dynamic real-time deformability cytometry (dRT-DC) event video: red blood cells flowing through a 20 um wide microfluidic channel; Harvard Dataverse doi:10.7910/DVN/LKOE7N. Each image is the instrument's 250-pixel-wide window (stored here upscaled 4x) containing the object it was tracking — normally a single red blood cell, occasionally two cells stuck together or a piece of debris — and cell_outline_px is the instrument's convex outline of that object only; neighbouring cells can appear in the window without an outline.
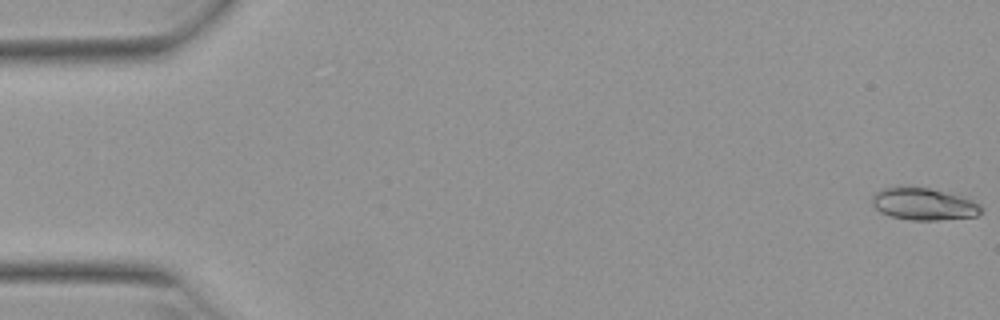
{"species": "Egyptian fruit bat (a non-hibernating species)", "species_latin": "Rousettus aegyptiacus", "temperature_condition": "warm", "stored_images_in_passage": 52, "camera_frame_rate_fps": 3000, "um_per_image_px": 0.085, "animal": {"sex": "female"}, "frame": {"image": 1, "passage_image": 1, "time_ms": 0.0, "image_size_px": [1000, 320], "cell_outline_px": [[984, 208], [976, 216], [936, 220], [912, 220], [888, 216], [880, 212], [872, 204], [872, 196], [880, 188], [928, 188], [964, 196], [980, 204]], "centroid_in_image_um": [78.53, 17.36], "position_along_channel_um": 6.5, "area_um2": 20.29}}
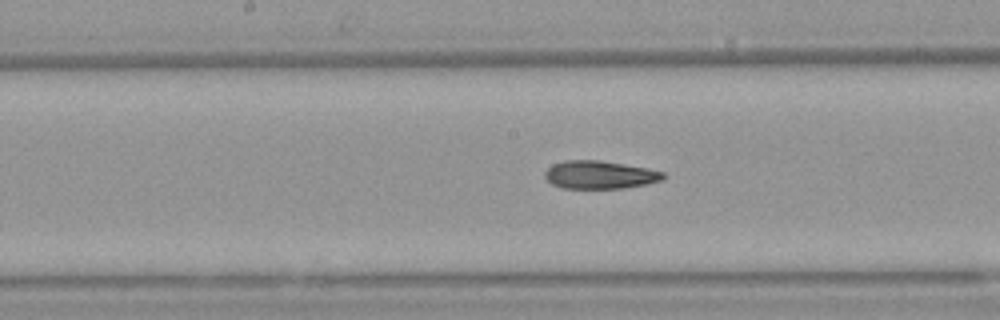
{"frame": {"image": 2, "passage_image": 27, "time_ms": 8.667, "image_size_px": [1000, 320], "cell_outline_px": [[664, 176], [660, 180], [644, 184], [624, 188], [564, 188], [552, 184], [544, 176], [544, 172], [552, 164], [564, 160], [600, 160], [644, 168], [664, 172]], "centroid_in_image_um": [50.91, 14.85], "position_along_channel_um": 197.3, "area_um2": 19.02}}
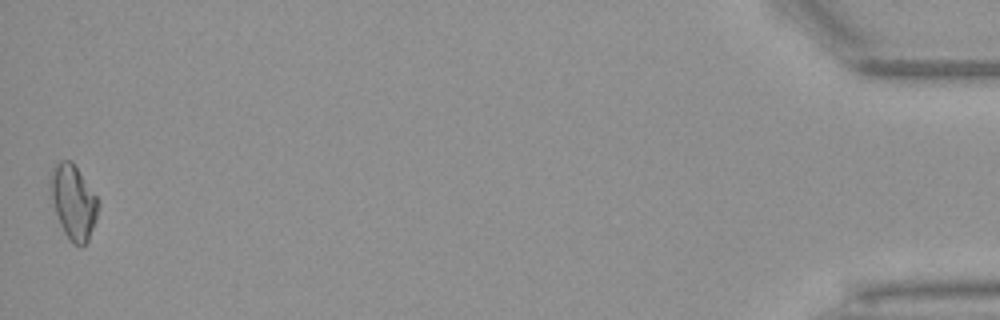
{"frame": {"image": 3, "passage_image": 52, "time_ms": 17.0, "image_size_px": [1000, 320], "cell_outline_px": [[100, 204], [96, 220], [88, 240], [80, 248], [72, 244], [64, 232], [60, 224], [52, 200], [48, 180], [52, 168], [60, 160], [72, 160], [100, 200]], "centroid_in_image_um": [6.25, 17.15], "position_along_channel_um": 429.0, "area_um2": 21.04}, "authors_computed_cell_mechanics": {"area_um2": 19.5653, "velocity_mm_per_s": 3.9315, "shape_relaxation_time_tau1_ms": 8.7923, "shape_relaxation_time_tau2_ms": 6.5309, "deformation_change_tau1": 0.2351, "deformation_change_tau2": 0.1571}}